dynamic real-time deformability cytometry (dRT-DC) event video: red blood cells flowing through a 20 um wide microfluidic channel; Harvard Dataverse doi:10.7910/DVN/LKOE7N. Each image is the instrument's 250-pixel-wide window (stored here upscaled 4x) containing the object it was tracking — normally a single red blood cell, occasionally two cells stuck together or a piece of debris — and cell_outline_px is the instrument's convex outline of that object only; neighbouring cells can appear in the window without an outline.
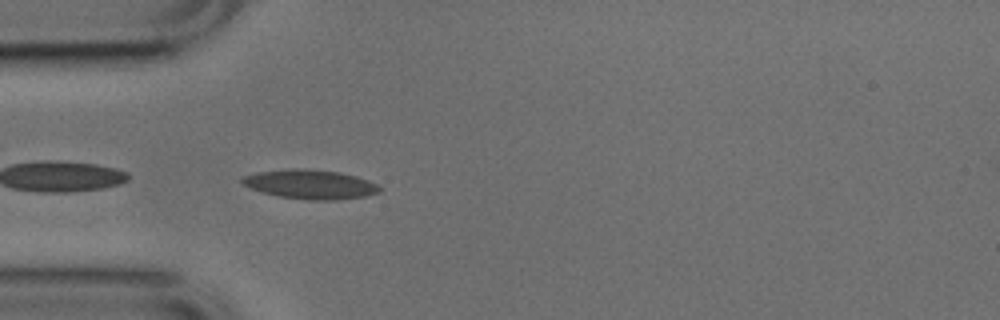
{"species": "common noctule bat (a hibernating species)", "species_latin": "Nyctalus noctula", "temperature_condition": "cold", "stored_images_in_passage": 38, "camera_frame_rate_fps": 3000, "um_per_image_px": 0.085, "animal": {"sex": "male", "body_mass_g": 17.9, "forearm_length_mm": 54.2}, "frame": {"image": 1, "passage_image": 1, "time_ms": 0.0, "image_size_px": [1000, 320], "cell_outline_px": [[380, 192], [364, 196], [336, 200], [308, 200], [276, 196], [252, 188], [244, 184], [240, 180], [244, 176], [256, 172], [288, 168], [304, 168], [340, 172], [356, 176], [368, 180], [376, 184], [380, 188]], "centroid_in_image_um": [26.37, 15.66], "position_along_channel_um": 58.6, "area_um2": 23.41}}
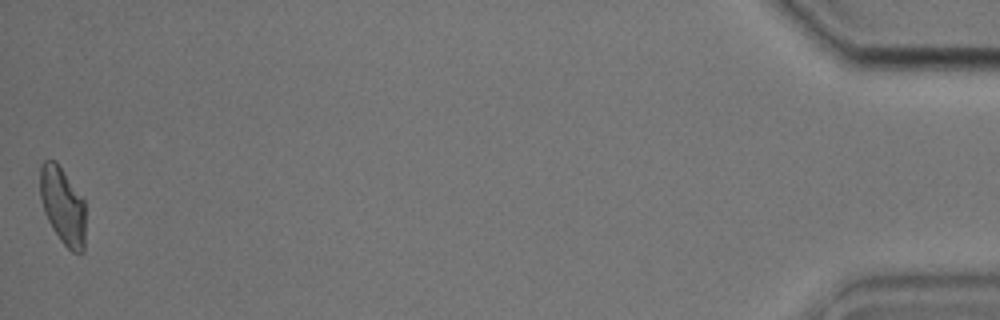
{"frame": {"image": 2, "passage_image": 38, "time_ms": 12.333, "image_size_px": [1000, 320], "cell_outline_px": [[84, 252], [72, 252], [60, 240], [52, 228], [44, 212], [40, 200], [40, 164], [44, 160], [56, 160], [84, 200]], "centroid_in_image_um": [5.31, 17.47], "position_along_channel_um": 429.9, "area_um2": 20.4}, "authors_computed_cell_mechanics": {"area_um2": 20.7213, "velocity_mm_per_s": 3.8062, "shape_relaxation_time_tau1_ms": null, "shape_relaxation_time_tau2_ms": 1.8842, "deformation_change_tau1": null, "deformation_change_tau2": 0.074}}